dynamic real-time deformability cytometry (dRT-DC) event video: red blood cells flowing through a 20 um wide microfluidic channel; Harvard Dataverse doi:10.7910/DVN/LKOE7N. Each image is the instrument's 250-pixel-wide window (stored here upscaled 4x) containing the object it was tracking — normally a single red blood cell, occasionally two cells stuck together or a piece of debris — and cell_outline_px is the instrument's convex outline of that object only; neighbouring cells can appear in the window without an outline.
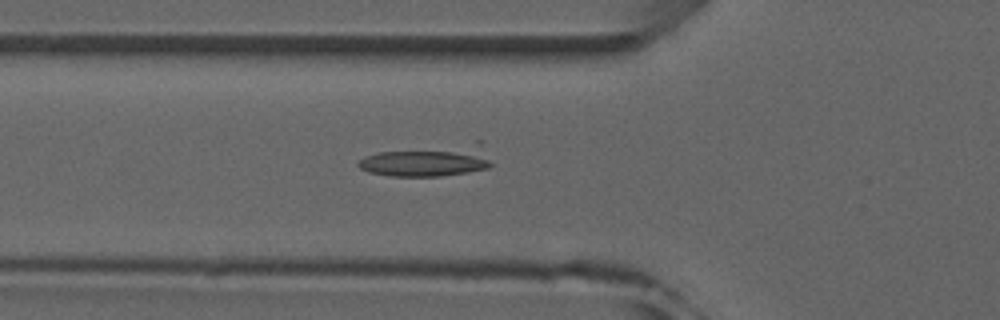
{"species": "common noctule bat (a hibernating species)", "species_latin": "Nyctalus noctula", "temperature_condition": "room temperature", "stored_images_in_passage": 6, "camera_frame_rate_fps": 3000, "um_per_image_px": 0.085, "animal": {"sex": "male", "forearm_length_mm": 52.5}, "frame": {"image": 1, "passage_image": 6, "time_ms": 5.667, "image_size_px": [1000, 320], "cell_outline_px": [[492, 164], [488, 168], [468, 172], [440, 176], [388, 176], [368, 172], [360, 168], [356, 164], [364, 156], [380, 152], [476, 140], [480, 140]], "centroid_in_image_um": [36.44, 13.63], "position_along_channel_um": 89.4, "area_um2": 24.91}}